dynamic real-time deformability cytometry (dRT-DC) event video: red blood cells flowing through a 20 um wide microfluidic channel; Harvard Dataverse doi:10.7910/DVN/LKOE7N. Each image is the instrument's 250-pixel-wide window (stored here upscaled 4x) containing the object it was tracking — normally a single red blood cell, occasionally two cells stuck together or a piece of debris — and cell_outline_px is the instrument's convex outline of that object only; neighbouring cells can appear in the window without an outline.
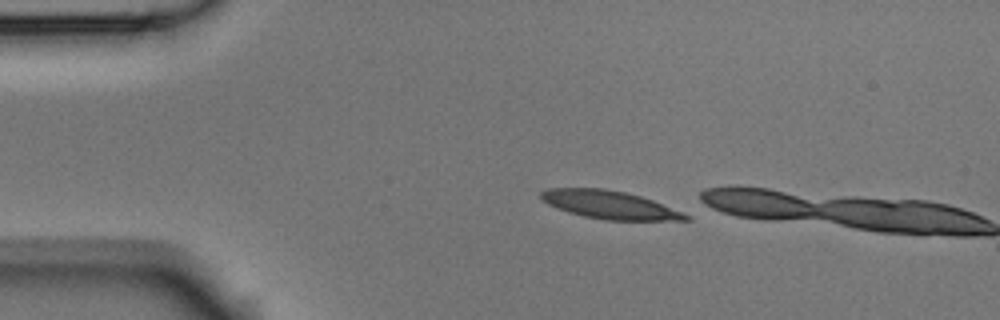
{"species": "Egyptian fruit bat (a non-hibernating species)", "species_latin": "Rousettus aegyptiacus", "temperature_condition": "room temperature", "stored_images_in_passage": 2, "camera_frame_rate_fps": 3000, "um_per_image_px": 0.085, "animal": {"sex": "male"}, "frame": {"image": 1, "passage_image": 1, "time_ms": 0.0, "image_size_px": [1000, 320], "cell_outline_px": [[692, 220], [604, 220], [584, 216], [568, 212], [556, 208], [548, 204], [540, 196], [540, 192], [548, 188], [604, 188], [624, 192], [640, 196], [692, 212]], "centroid_in_image_um": [51.97, 17.42], "position_along_channel_um": 33.0, "area_um2": 24.22}}